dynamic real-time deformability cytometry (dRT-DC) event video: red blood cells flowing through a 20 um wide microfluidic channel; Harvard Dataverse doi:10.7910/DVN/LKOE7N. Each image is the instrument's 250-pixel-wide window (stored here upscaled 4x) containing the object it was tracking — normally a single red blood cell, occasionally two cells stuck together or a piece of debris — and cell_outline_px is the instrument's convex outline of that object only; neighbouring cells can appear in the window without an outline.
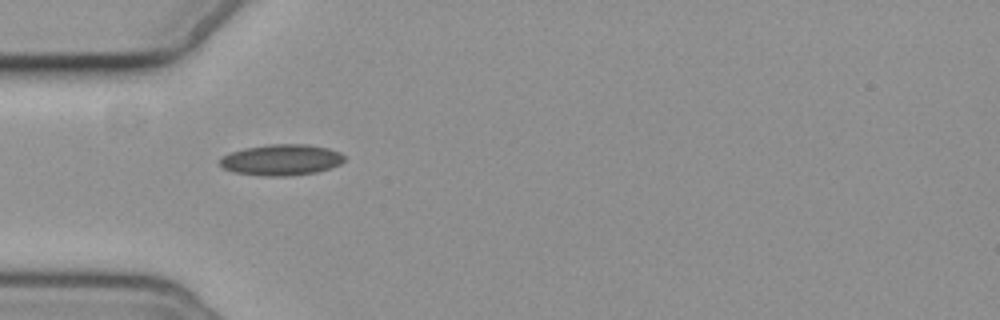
{"species": "common noctule bat (a hibernating species)", "species_latin": "Nyctalus noctula", "temperature_condition": "cold", "stored_images_in_passage": 4, "camera_frame_rate_fps": 3000, "um_per_image_px": 0.085, "animal": {"sex": "female", "body_mass_g": 19.3, "forearm_length_mm": 54.1}, "frame": {"image": 1, "passage_image": 3, "time_ms": 2.333, "image_size_px": [1000, 320], "cell_outline_px": [[344, 160], [340, 164], [332, 168], [316, 172], [288, 176], [264, 176], [232, 172], [224, 168], [220, 164], [220, 160], [224, 156], [232, 152], [244, 148], [268, 144], [304, 144], [328, 148], [340, 152], [344, 156]], "centroid_in_image_um": [23.93, 13.59], "position_along_channel_um": 61.1, "area_um2": 22.48}}